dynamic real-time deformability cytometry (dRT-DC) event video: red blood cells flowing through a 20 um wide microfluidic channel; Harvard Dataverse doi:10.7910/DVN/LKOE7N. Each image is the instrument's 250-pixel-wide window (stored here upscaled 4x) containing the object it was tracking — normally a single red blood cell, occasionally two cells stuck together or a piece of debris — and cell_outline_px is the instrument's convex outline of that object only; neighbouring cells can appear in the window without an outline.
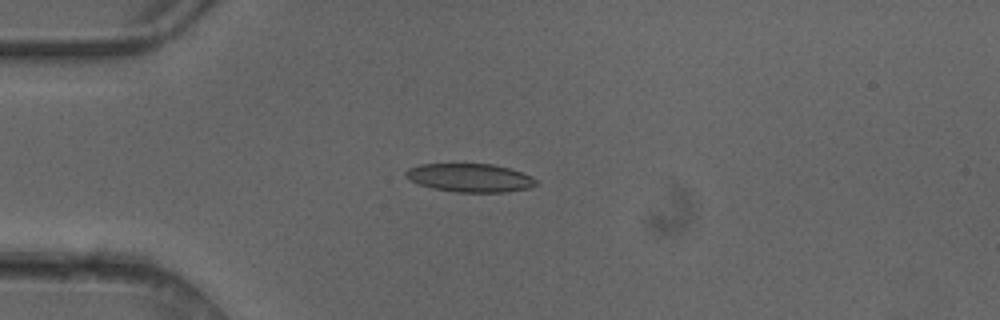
{"species": "common noctule bat (a hibernating species)", "species_latin": "Nyctalus noctula", "temperature_condition": "cold", "stored_images_in_passage": 5, "camera_frame_rate_fps": 3000, "um_per_image_px": 0.085, "animal": {"sex": "female"}, "frame": {"image": 1, "passage_image": 4, "time_ms": 1.0, "image_size_px": [1000, 320], "cell_outline_px": [[540, 184], [528, 188], [504, 192], [456, 192], [432, 188], [408, 180], [404, 176], [404, 172], [408, 168], [420, 164], [492, 164], [508, 168], [532, 176]], "centroid_in_image_um": [39.92, 15.11], "position_along_channel_um": 45.1, "area_um2": 21.62}}